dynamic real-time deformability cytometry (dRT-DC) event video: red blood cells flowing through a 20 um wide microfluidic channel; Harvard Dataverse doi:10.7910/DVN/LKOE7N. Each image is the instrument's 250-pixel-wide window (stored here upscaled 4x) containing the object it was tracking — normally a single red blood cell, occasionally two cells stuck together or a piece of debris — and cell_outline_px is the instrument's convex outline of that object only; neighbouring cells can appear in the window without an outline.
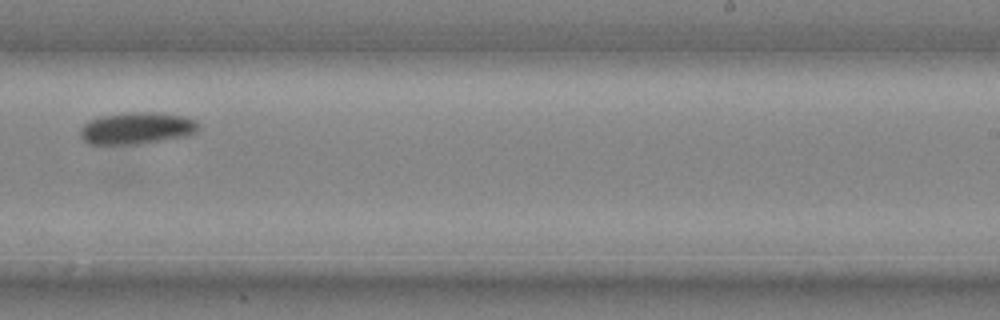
{"species": "common noctule bat (a hibernating species)", "species_latin": "Nyctalus noctula", "temperature_condition": "cold", "stored_images_in_passage": 30, "camera_frame_rate_fps": 3000, "um_per_image_px": 0.085, "animal": {"sex": "male", "body_mass_g": 20.4}, "frame": {"image": 1, "passage_image": 21, "time_ms": 6.667, "image_size_px": [1000, 320], "cell_outline_px": [[200, 128], [196, 132], [188, 136], [140, 144], [100, 148], [88, 144], [80, 136], [80, 128], [88, 120], [104, 116], [124, 112], [156, 112], [184, 116], [196, 120]], "centroid_in_image_um": [11.57, 10.94], "position_along_channel_um": 277.4, "area_um2": 22.95}}
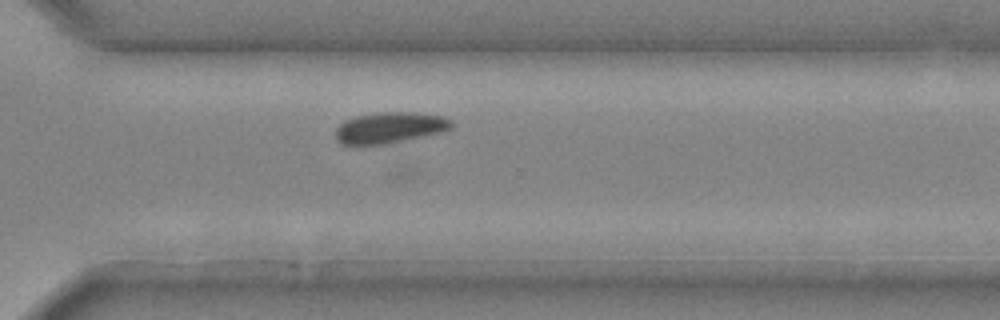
{"frame": {"image": 2, "passage_image": 24, "time_ms": 7.667, "image_size_px": [1000, 320], "cell_outline_px": [[452, 128], [444, 132], [384, 144], [340, 144], [336, 140], [336, 128], [344, 120], [356, 116], [380, 112], [416, 112], [444, 116], [452, 120]], "centroid_in_image_um": [33.16, 10.84], "position_along_channel_um": 337.4, "area_um2": 21.04}}